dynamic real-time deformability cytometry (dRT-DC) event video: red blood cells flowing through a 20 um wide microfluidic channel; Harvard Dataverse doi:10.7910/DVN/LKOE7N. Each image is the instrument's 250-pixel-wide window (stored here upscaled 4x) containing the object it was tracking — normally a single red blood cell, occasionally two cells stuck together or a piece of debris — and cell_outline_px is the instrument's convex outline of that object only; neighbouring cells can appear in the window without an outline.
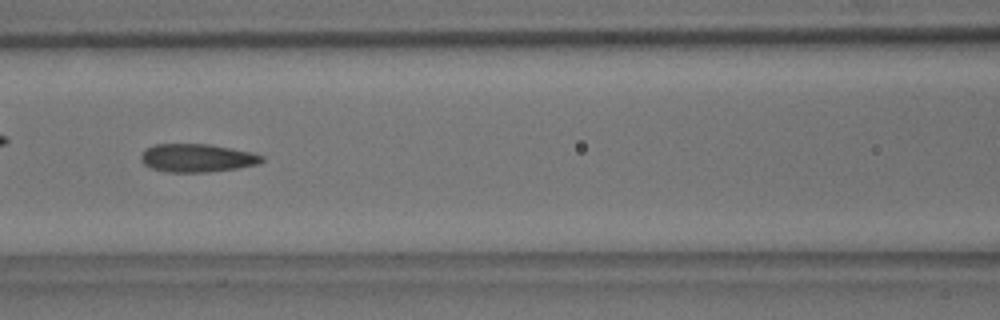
{"species": "common noctule bat (a hibernating species)", "species_latin": "Nyctalus noctula", "temperature_condition": "room temperature", "stored_images_in_passage": 21, "camera_frame_rate_fps": 3000, "um_per_image_px": 0.085, "animal": {"sex": "male", "body_mass_g": 18.8}, "frame": {"image": 1, "passage_image": 12, "time_ms": 3.667, "image_size_px": [1000, 320], "cell_outline_px": [[264, 160], [260, 164], [236, 168], [208, 172], [168, 172], [152, 168], [144, 164], [140, 160], [140, 156], [148, 148], [156, 144], [208, 144], [252, 152], [264, 156]], "centroid_in_image_um": [16.78, 13.43], "position_along_channel_um": 149.8, "area_um2": 19.77}}
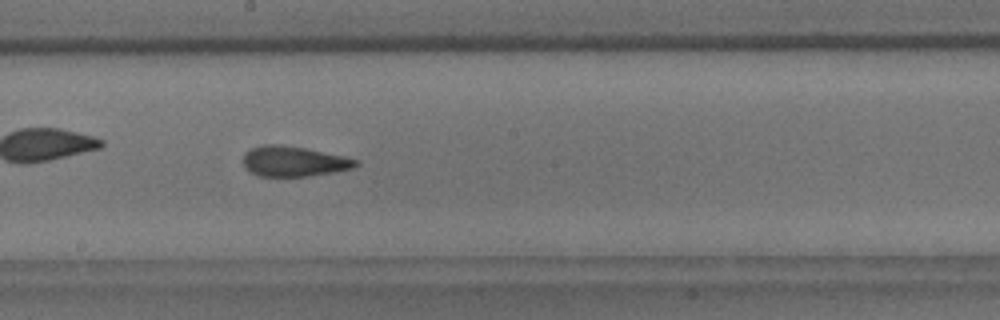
{"frame": {"image": 2, "passage_image": 18, "time_ms": 5.667, "image_size_px": [1000, 320], "cell_outline_px": [[360, 164], [352, 168], [336, 172], [308, 176], [256, 176], [248, 172], [244, 168], [244, 152], [252, 148], [264, 144], [276, 144], [304, 148], [344, 156], [360, 160]], "centroid_in_image_um": [24.97, 13.72], "position_along_channel_um": 223.2, "area_um2": 20.0}}